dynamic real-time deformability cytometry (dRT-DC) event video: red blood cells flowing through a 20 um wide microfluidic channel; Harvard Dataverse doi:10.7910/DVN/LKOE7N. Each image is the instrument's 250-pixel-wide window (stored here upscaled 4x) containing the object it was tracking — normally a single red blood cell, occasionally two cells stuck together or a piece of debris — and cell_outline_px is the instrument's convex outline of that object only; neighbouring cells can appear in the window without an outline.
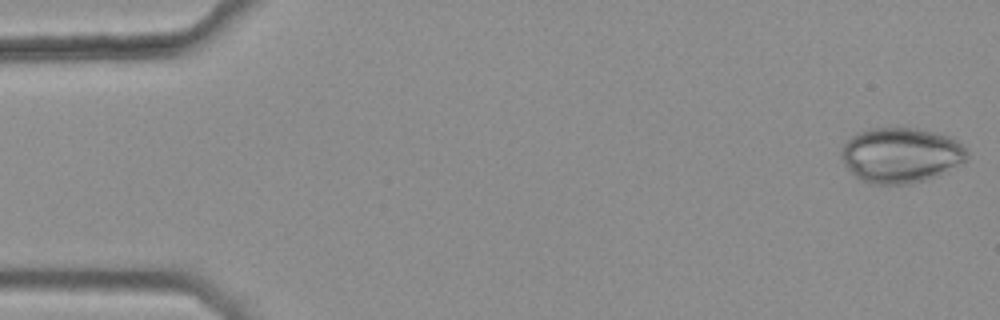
{"species": "common noctule bat (a hibernating species)", "species_latin": "Nyctalus noctula", "temperature_condition": "warm", "stored_images_in_passage": 45, "camera_frame_rate_fps": 3000, "um_per_image_px": 0.085, "animal": {"sex": "female", "body_mass_g": 25.1}, "frame": {"image": 1, "passage_image": 1, "time_ms": 0.0, "image_size_px": [1000, 320], "cell_outline_px": [[968, 160], [948, 172], [928, 180], [908, 184], [872, 184], [856, 176], [844, 164], [840, 156], [840, 152], [844, 144], [856, 132], [868, 128], [896, 124], [936, 132], [952, 136], [968, 152]], "centroid_in_image_um": [76.6, 13.14], "position_along_channel_um": 8.4, "area_um2": 41.62}}
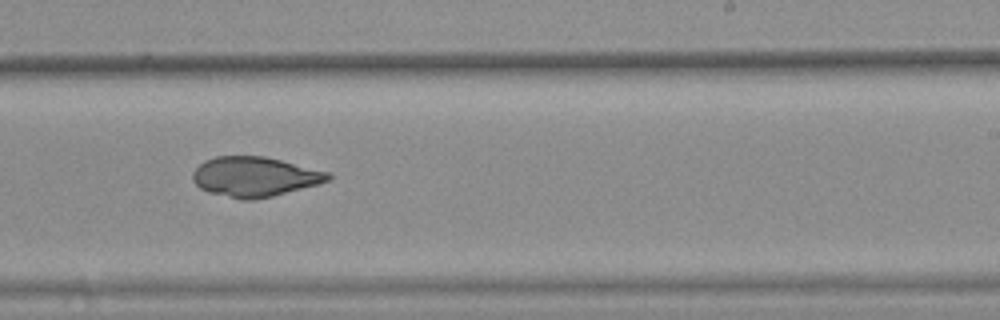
{"frame": {"image": 2, "passage_image": 32, "time_ms": 10.333, "image_size_px": [1000, 320], "cell_outline_px": [[332, 176], [328, 180], [320, 184], [272, 196], [252, 200], [244, 200], [208, 192], [200, 188], [192, 180], [192, 172], [204, 160], [216, 156], [264, 156], [328, 172]], "centroid_in_image_um": [21.62, 15.02], "position_along_channel_um": 267.4, "area_um2": 31.27}}
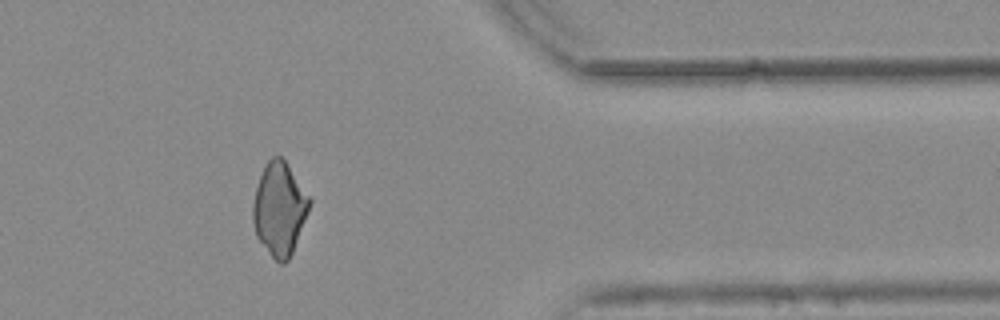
{"frame": {"image": 3, "passage_image": 43, "time_ms": 14.0, "image_size_px": [1000, 320], "cell_outline_px": [[312, 200], [292, 252], [288, 260], [284, 264], [280, 264], [272, 256], [256, 236], [252, 220], [252, 204], [256, 188], [260, 176], [268, 160], [272, 156], [280, 156], [284, 160], [312, 196]], "centroid_in_image_um": [23.76, 17.73], "position_along_channel_um": 387.6, "area_um2": 30.52}}